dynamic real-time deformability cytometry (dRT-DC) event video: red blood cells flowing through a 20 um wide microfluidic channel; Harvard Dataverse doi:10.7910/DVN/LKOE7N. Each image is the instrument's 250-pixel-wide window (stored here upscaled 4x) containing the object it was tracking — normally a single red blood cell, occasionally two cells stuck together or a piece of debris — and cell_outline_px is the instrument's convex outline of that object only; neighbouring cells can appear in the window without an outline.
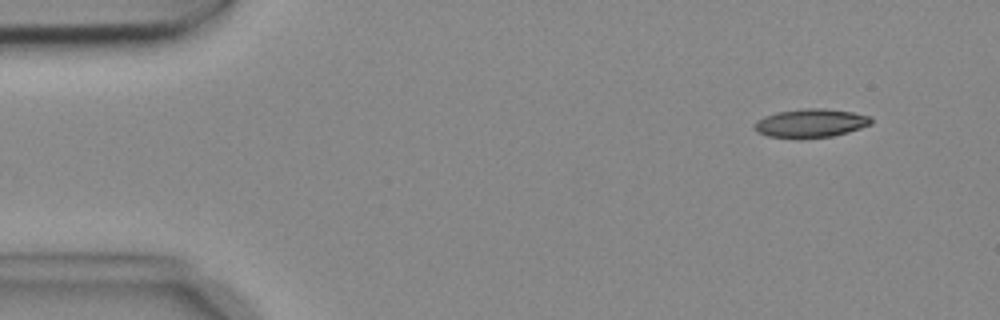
{"species": "common noctule bat (a hibernating species)", "species_latin": "Nyctalus noctula", "temperature_condition": "cold", "stored_images_in_passage": 5, "camera_frame_rate_fps": 3000, "um_per_image_px": 0.085, "animal": {"sex": "female", "body_mass_g": 18.4}, "frame": {"image": 1, "passage_image": 1, "time_ms": 0.0, "image_size_px": [1000, 320], "cell_outline_px": [[872, 124], [848, 132], [832, 136], [768, 136], [760, 132], [756, 128], [756, 120], [764, 116], [776, 112], [804, 108], [824, 108], [852, 112], [872, 116]], "centroid_in_image_um": [68.98, 10.42], "position_along_channel_um": 16.0, "area_um2": 18.79}}